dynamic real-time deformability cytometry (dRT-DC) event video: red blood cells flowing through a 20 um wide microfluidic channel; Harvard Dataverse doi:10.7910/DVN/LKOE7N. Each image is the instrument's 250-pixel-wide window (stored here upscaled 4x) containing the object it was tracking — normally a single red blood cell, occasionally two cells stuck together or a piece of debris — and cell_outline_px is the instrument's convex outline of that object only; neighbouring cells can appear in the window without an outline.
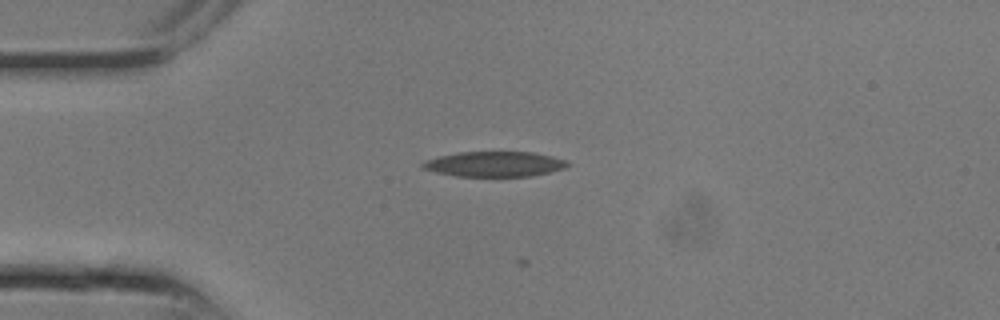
{"species": "common noctule bat (a hibernating species)", "species_latin": "Nyctalus noctula", "temperature_condition": "room temperature", "stored_images_in_passage": 5, "camera_frame_rate_fps": 3000, "um_per_image_px": 0.085, "animal": {"sex": "male", "body_mass_g": 13.3}, "frame": {"image": 1, "passage_image": 2, "time_ms": 0.333, "image_size_px": [1000, 320], "cell_outline_px": [[572, 164], [568, 168], [532, 176], [456, 176], [436, 172], [420, 168], [420, 164], [424, 160], [440, 156], [460, 152], [532, 152], [552, 156], [568, 160]], "centroid_in_image_um": [42.08, 13.95], "position_along_channel_um": 42.9, "area_um2": 21.5}}